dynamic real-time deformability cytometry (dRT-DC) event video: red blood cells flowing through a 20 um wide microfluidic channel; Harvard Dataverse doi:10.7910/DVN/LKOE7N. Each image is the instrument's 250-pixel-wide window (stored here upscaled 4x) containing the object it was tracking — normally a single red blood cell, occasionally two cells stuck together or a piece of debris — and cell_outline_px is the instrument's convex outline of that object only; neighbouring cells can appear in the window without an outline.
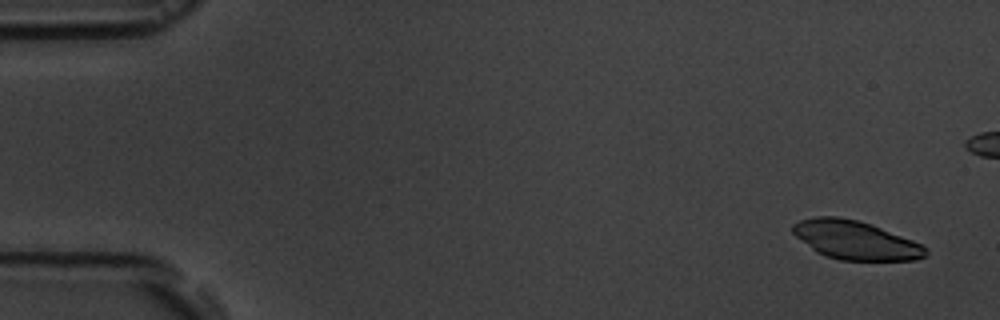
{"species": "common noctule bat (a hibernating species)", "species_latin": "Nyctalus noctula", "temperature_condition": "room temperature", "stored_images_in_passage": 5, "camera_frame_rate_fps": 3000, "um_per_image_px": 0.085, "animal": {"sex": "male", "body_mass_g": 19.5, "forearm_length_mm": 54.6}, "frame": {"image": 1, "passage_image": 1, "time_ms": 0.0, "image_size_px": [1000, 320], "cell_outline_px": [[928, 252], [924, 256], [916, 260], [840, 260], [824, 256], [816, 252], [796, 236], [792, 232], [792, 224], [800, 220], [816, 216], [836, 216], [856, 220], [872, 224], [912, 240], [928, 248]], "centroid_in_image_um": [72.69, 20.41], "position_along_channel_um": 12.3, "area_um2": 29.88}}